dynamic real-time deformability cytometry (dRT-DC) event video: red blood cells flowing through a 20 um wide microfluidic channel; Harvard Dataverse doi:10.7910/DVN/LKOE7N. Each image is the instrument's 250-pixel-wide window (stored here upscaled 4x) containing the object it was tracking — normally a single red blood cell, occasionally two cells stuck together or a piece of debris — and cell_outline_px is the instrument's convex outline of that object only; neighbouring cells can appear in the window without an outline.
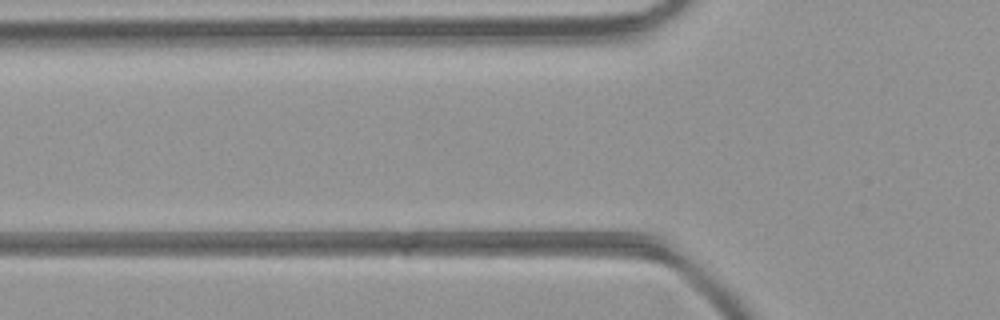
{"species": "common noctule bat (a hibernating species)", "species_latin": "Nyctalus noctula", "temperature_condition": "room temperature", "stored_images_in_passage": 2, "camera_frame_rate_fps": 3000, "um_per_image_px": 0.085, "animal": {"sex": "female", "body_mass_g": 21.9}, "frame": {"image": 1, "passage_image": 2, "time_ms": 0.333, "image_size_px": [1000, 320], "cell_outline_px": [[676, 272], [400, 256], [392, 252], [400, 248], [412, 244], [620, 244], [660, 256], [676, 268]], "centroid_in_image_um": [46.35, 21.67], "position_along_channel_um": 79.4, "area_um2": 36.13}}